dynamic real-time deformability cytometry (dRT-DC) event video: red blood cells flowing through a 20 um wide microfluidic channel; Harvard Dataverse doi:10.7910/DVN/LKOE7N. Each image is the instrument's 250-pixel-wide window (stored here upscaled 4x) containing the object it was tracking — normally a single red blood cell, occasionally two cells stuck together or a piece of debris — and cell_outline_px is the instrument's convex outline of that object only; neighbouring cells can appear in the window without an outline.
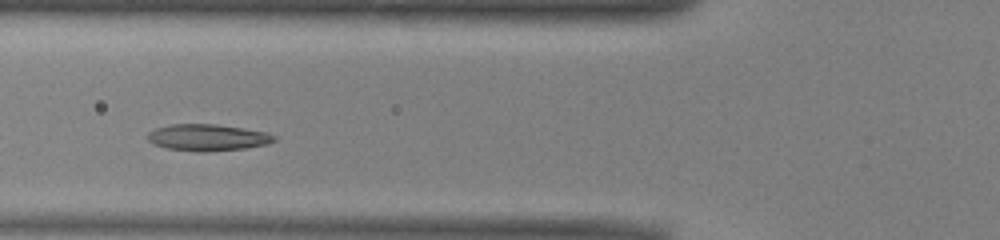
{"species": "common noctule bat (a hibernating species)", "species_latin": "Nyctalus noctula", "temperature_condition": "warm", "stored_images_in_passage": 28, "camera_frame_rate_fps": 3000, "um_per_image_px": 0.085, "animal": {"sex": "male", "body_mass_g": 13.0, "forearm_length_mm": 53.1}, "frame": {"image": 1, "passage_image": 5, "time_ms": 1.333, "image_size_px": [1000, 240], "cell_outline_px": [[276, 140], [268, 144], [244, 148], [204, 152], [200, 152], [168, 148], [152, 144], [148, 140], [148, 132], [156, 128], [172, 124], [216, 124], [264, 132], [276, 136]], "centroid_in_image_um": [17.62, 11.69], "position_along_channel_um": 108.2, "area_um2": 19.42}}
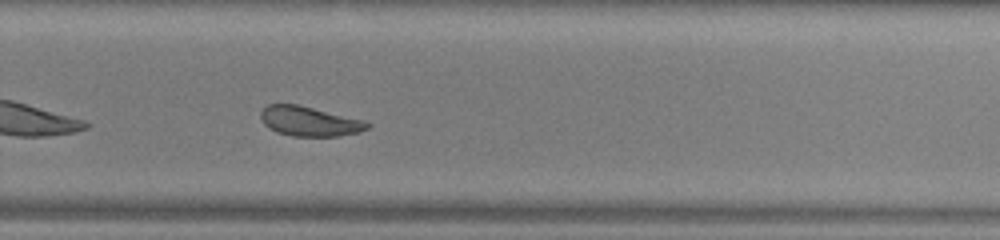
{"frame": {"image": 2, "passage_image": 20, "time_ms": 6.333, "image_size_px": [1000, 240], "cell_outline_px": [[372, 124], [368, 128], [360, 132], [336, 136], [292, 136], [276, 132], [268, 128], [264, 124], [260, 116], [260, 112], [268, 104], [296, 104], [368, 120]], "centroid_in_image_um": [26.34, 10.31], "position_along_channel_um": 303.5, "area_um2": 18.67}, "authors_computed_cell_mechanics": {"area_um2": 18.7272, "velocity_mm_per_s": 3.9134, "shape_relaxation_time_tau1_ms": 2.6983, "shape_relaxation_time_tau2_ms": 2.5986, "deformation_change_tau1": 0.1132, "deformation_change_tau2": 0.1012}}